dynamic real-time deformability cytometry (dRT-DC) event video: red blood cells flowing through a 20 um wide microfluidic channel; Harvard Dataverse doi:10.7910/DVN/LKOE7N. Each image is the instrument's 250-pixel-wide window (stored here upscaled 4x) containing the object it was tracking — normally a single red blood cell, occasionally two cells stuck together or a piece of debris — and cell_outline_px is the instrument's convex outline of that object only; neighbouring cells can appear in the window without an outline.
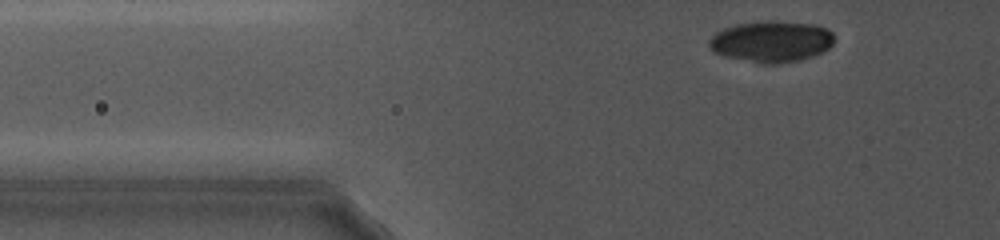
{"species": "common noctule bat (a hibernating species)", "species_latin": "Nyctalus noctula", "temperature_condition": "cold", "stored_images_in_passage": 9, "camera_frame_rate_fps": 5000, "um_per_image_px": 0.085, "animal": {"sex": "female", "body_mass_g": 19.0, "forearm_length_mm": 56.7}, "frame": {"image": 1, "passage_image": 4, "time_ms": 1.0, "image_size_px": [1000, 240], "cell_outline_px": [[832, 44], [824, 52], [800, 60], [776, 64], [760, 64], [724, 56], [712, 52], [708, 44], [708, 40], [716, 32], [724, 28], [736, 24], [764, 20], [776, 20], [816, 24], [828, 28], [832, 32]], "centroid_in_image_um": [65.55, 3.52], "position_along_channel_um": 60.2, "area_um2": 30.58}}